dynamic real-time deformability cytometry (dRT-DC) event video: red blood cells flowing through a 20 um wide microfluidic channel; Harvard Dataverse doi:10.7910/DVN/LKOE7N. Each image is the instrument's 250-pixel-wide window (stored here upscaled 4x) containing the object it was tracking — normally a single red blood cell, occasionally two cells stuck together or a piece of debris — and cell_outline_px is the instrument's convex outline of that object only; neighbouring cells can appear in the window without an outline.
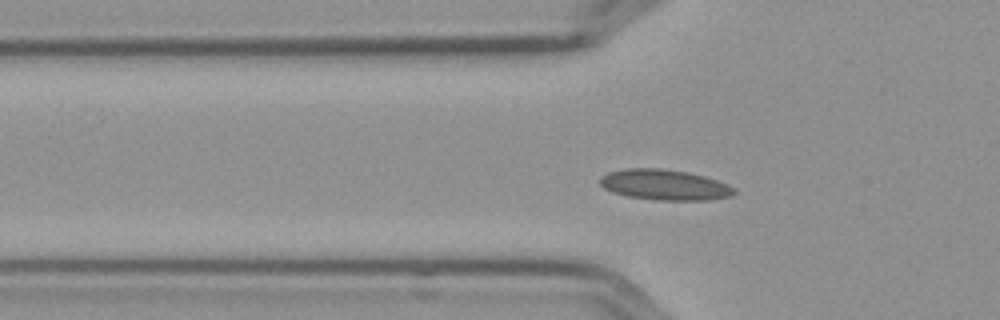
{"species": "Egyptian fruit bat (a non-hibernating species)", "species_latin": "Rousettus aegyptiacus", "temperature_condition": "cold", "stored_images_in_passage": 47, "camera_frame_rate_fps": 3000, "um_per_image_px": 0.085, "frame": {"image": 1, "passage_image": 8, "time_ms": 2.333, "image_size_px": [1000, 320], "cell_outline_px": [[736, 192], [732, 196], [712, 200], [656, 200], [628, 196], [612, 192], [604, 188], [600, 184], [600, 176], [608, 172], [624, 168], [660, 168], [688, 172], [704, 176], [728, 184]], "centroid_in_image_um": [56.47, 15.71], "position_along_channel_um": 69.3, "area_um2": 23.99}}
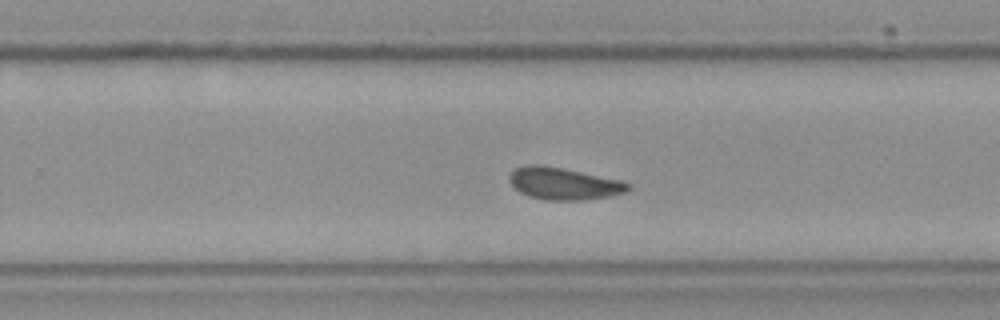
{"frame": {"image": 2, "passage_image": 26, "time_ms": 8.333, "image_size_px": [1000, 320], "cell_outline_px": [[632, 188], [628, 192], [608, 196], [584, 200], [544, 200], [528, 196], [520, 192], [508, 180], [508, 176], [516, 168], [528, 164], [536, 164], [560, 168], [620, 180], [632, 184]], "centroid_in_image_um": [47.93, 15.62], "position_along_channel_um": 281.9, "area_um2": 22.08}}
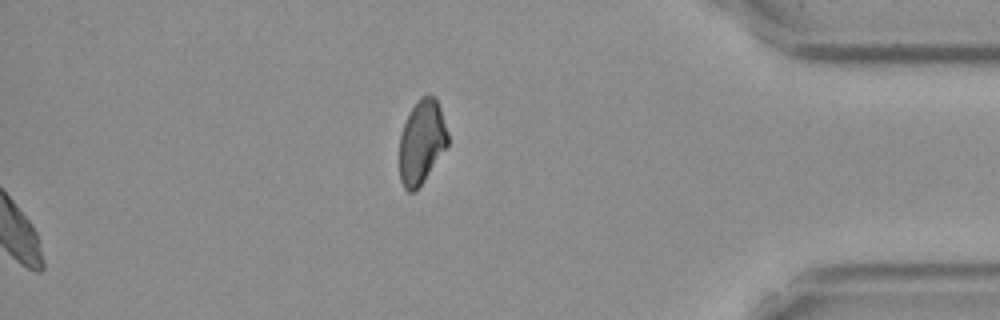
{"frame": {"image": 3, "passage_image": 47, "time_ms": 15.333, "image_size_px": [1000, 320], "cell_outline_px": [[448, 144], [424, 180], [412, 192], [408, 192], [404, 188], [400, 180], [400, 136], [404, 124], [416, 100], [420, 96], [436, 96], [448, 132]], "centroid_in_image_um": [35.84, 12.04], "position_along_channel_um": 399.4, "area_um2": 23.29}, "authors_computed_cell_mechanics": {"area_um2": 22.0218, "velocity_mm_per_s": 3.5508, "shape_relaxation_time_tau1_ms": null, "shape_relaxation_time_tau2_ms": 0.9928, "deformation_change_tau1": null, "deformation_change_tau2": 0.0469}}